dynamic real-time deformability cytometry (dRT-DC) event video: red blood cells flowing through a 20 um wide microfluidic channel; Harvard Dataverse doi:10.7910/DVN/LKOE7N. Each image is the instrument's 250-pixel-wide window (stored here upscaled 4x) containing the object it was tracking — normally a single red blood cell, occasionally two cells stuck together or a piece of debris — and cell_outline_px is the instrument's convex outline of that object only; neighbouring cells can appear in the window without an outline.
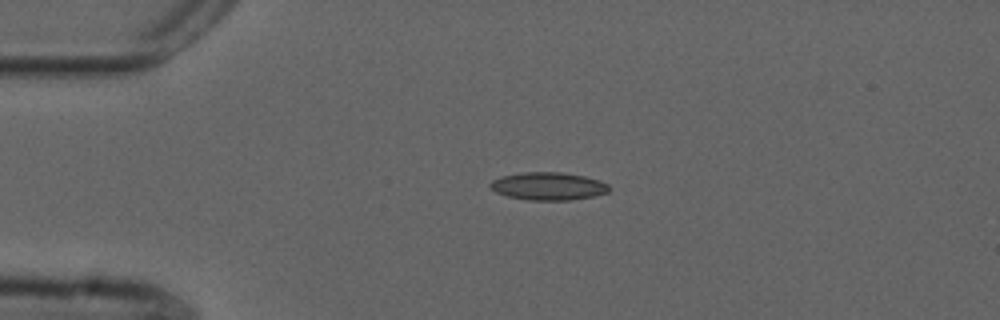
{"species": "common noctule bat (a hibernating species)", "species_latin": "Nyctalus noctula", "temperature_condition": "cold", "stored_images_in_passage": 16, "camera_frame_rate_fps": 3000, "um_per_image_px": 0.085, "animal": {"sex": "male", "forearm_length_mm": 52.5}, "frame": {"image": 1, "passage_image": 1, "time_ms": 0.0, "image_size_px": [1000, 320], "cell_outline_px": [[612, 188], [608, 192], [592, 196], [572, 200], [528, 200], [508, 196], [496, 192], [488, 184], [492, 180], [500, 176], [524, 172], [560, 172], [584, 176], [600, 180], [608, 184]], "centroid_in_image_um": [46.62, 15.82], "position_along_channel_um": 38.4, "area_um2": 19.31}}
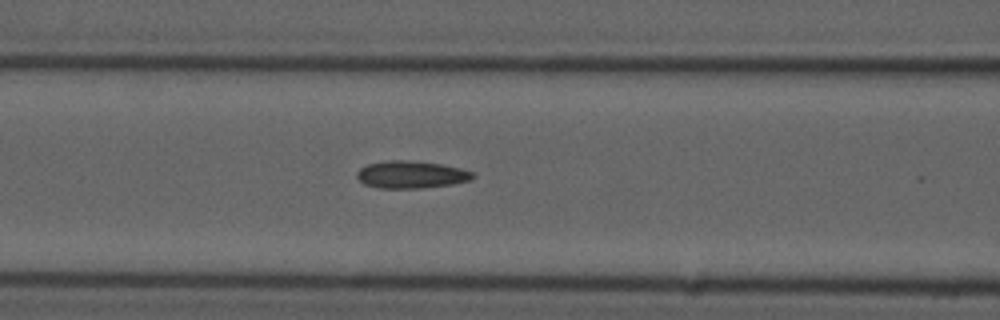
{"frame": {"image": 2, "passage_image": 11, "time_ms": 3.333, "image_size_px": [1000, 320], "cell_outline_px": [[476, 176], [472, 180], [452, 184], [420, 188], [380, 188], [364, 184], [356, 176], [356, 172], [360, 168], [368, 164], [388, 160], [400, 160], [440, 164], [460, 168], [472, 172]], "centroid_in_image_um": [34.95, 14.85], "position_along_channel_um": 131.7, "area_um2": 18.32}}
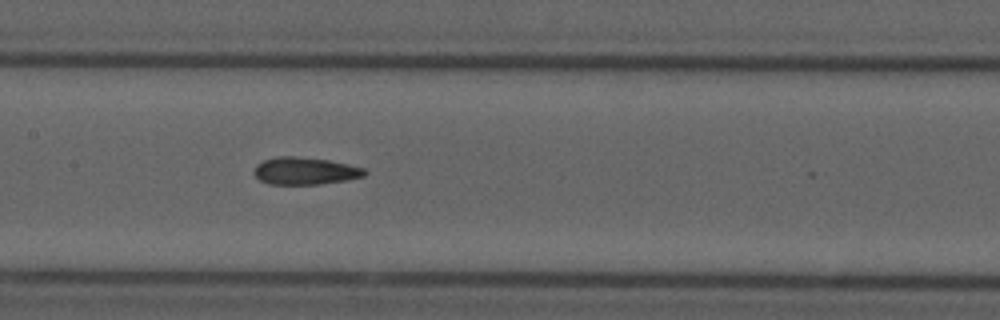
{"frame": {"image": 3, "passage_image": 15, "time_ms": 4.667, "image_size_px": [1000, 320], "cell_outline_px": [[368, 172], [364, 176], [344, 180], [320, 184], [268, 184], [260, 180], [252, 172], [256, 164], [264, 160], [280, 156], [296, 156], [328, 160], [348, 164], [364, 168]], "centroid_in_image_um": [25.9, 14.52], "position_along_channel_um": 181.5, "area_um2": 17.57}}